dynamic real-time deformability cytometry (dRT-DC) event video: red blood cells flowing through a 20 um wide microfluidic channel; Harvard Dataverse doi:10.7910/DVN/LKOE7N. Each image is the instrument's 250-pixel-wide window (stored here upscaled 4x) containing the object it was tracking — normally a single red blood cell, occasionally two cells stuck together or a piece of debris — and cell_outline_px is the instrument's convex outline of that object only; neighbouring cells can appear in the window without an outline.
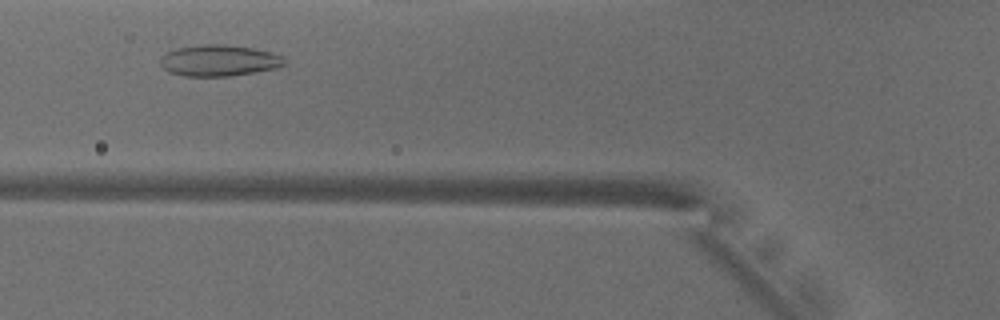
{"species": "common noctule bat (a hibernating species)", "species_latin": "Nyctalus noctula", "temperature_condition": "warm", "stored_images_in_passage": 28, "camera_frame_rate_fps": 3000, "um_per_image_px": 0.085, "animal": {"sex": "male", "body_mass_g": 18.8}, "frame": {"image": 1, "passage_image": 8, "time_ms": 2.333, "image_size_px": [1000, 320], "cell_outline_px": [[288, 64], [276, 68], [256, 72], [228, 76], [184, 76], [168, 72], [160, 64], [160, 56], [176, 48], [200, 44], [224, 44], [252, 48], [284, 56]], "centroid_in_image_um": [18.62, 5.14], "position_along_channel_um": 107.2, "area_um2": 22.77}}
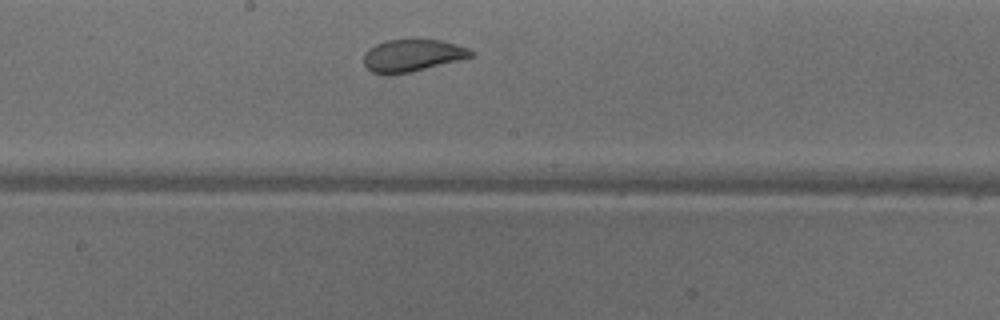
{"frame": {"image": 2, "passage_image": 16, "time_ms": 5.0, "image_size_px": [1000, 320], "cell_outline_px": [[476, 56], [460, 60], [408, 72], [372, 72], [364, 64], [364, 52], [368, 48], [384, 40], [440, 40], [456, 44], [468, 48], [476, 52]], "centroid_in_image_um": [35.1, 4.68], "position_along_channel_um": 213.1, "area_um2": 19.71}}
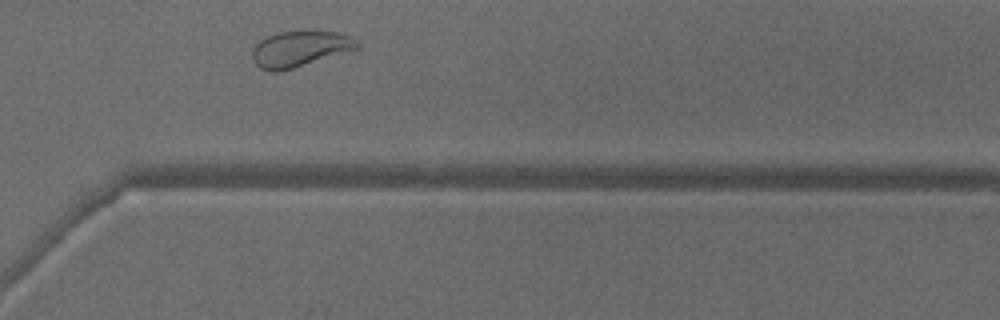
{"frame": {"image": 3, "passage_image": 26, "time_ms": 8.333, "image_size_px": [1000, 320], "cell_outline_px": [[360, 48], [280, 72], [272, 72], [260, 68], [252, 60], [252, 48], [260, 40], [276, 32], [336, 32], [348, 36], [356, 40], [360, 44]], "centroid_in_image_um": [25.45, 4.17], "position_along_channel_um": 345.2, "area_um2": 21.68}, "authors_computed_cell_mechanics": {"area_um2": 21.0681, "velocity_mm_per_s": 3.9637, "shape_relaxation_time_tau1_ms": 5.1532, "shape_relaxation_time_tau2_ms": 0.978, "deformation_change_tau1": 0.1489, "deformation_change_tau2": 0.0618}}